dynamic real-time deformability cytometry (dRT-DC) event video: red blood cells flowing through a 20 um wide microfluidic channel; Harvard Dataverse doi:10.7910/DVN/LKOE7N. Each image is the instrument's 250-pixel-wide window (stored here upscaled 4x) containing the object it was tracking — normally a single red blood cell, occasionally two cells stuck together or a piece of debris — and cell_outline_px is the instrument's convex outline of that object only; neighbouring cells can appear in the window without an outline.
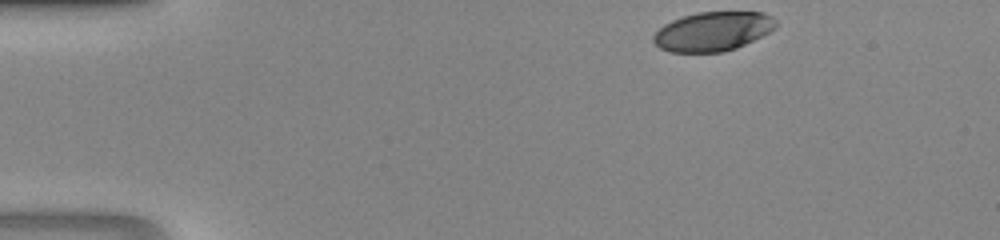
{"species": "human", "species_latin": "Homo sapiens", "temperature_condition": "room temperature", "stored_images_in_passage": 33, "camera_frame_rate_fps": 3000, "um_per_image_px": 0.085, "donor": {"sex": "male"}, "frame": {"image": 1, "passage_image": 1, "time_ms": 0.0, "image_size_px": [1000, 240], "cell_outline_px": [[776, 28], [736, 48], [724, 52], [668, 52], [660, 48], [652, 40], [652, 36], [664, 24], [672, 20], [696, 12], [764, 12], [772, 16], [776, 20]], "centroid_in_image_um": [60.58, 2.67], "position_along_channel_um": 24.4, "area_um2": 27.92}}
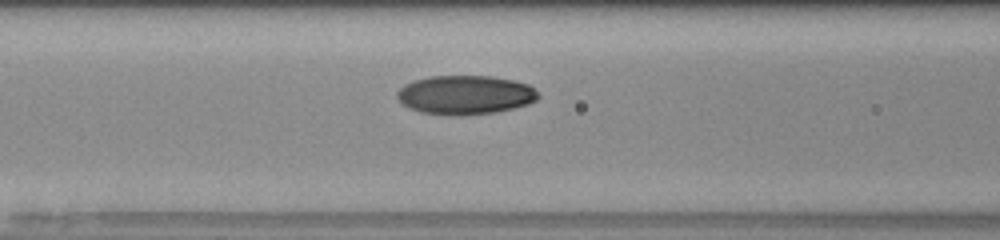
{"frame": {"image": 2, "passage_image": 14, "time_ms": 4.333, "image_size_px": [1000, 240], "cell_outline_px": [[540, 96], [536, 100], [528, 104], [496, 112], [460, 116], [452, 116], [420, 112], [408, 108], [396, 96], [396, 92], [404, 84], [412, 80], [428, 76], [492, 76], [512, 80], [528, 84]], "centroid_in_image_um": [39.5, 8.07], "position_along_channel_um": 127.1, "area_um2": 32.25}}
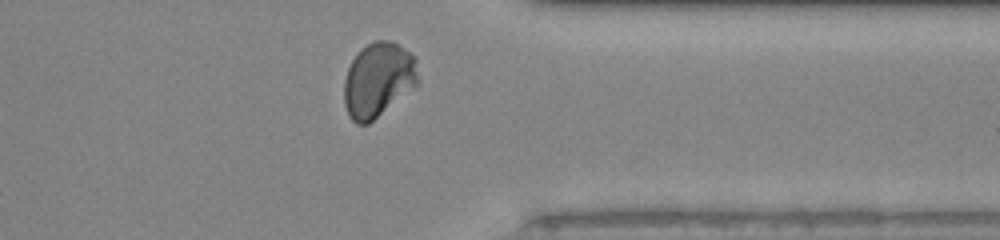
{"frame": {"image": 3, "passage_image": 31, "time_ms": 10.0, "image_size_px": [1000, 240], "cell_outline_px": [[420, 84], [368, 124], [356, 124], [348, 116], [344, 104], [344, 80], [348, 68], [352, 60], [360, 48], [376, 40], [388, 40], [404, 48], [416, 60], [420, 80]], "centroid_in_image_um": [32.15, 6.8], "position_along_channel_um": 379.2, "area_um2": 32.48}}